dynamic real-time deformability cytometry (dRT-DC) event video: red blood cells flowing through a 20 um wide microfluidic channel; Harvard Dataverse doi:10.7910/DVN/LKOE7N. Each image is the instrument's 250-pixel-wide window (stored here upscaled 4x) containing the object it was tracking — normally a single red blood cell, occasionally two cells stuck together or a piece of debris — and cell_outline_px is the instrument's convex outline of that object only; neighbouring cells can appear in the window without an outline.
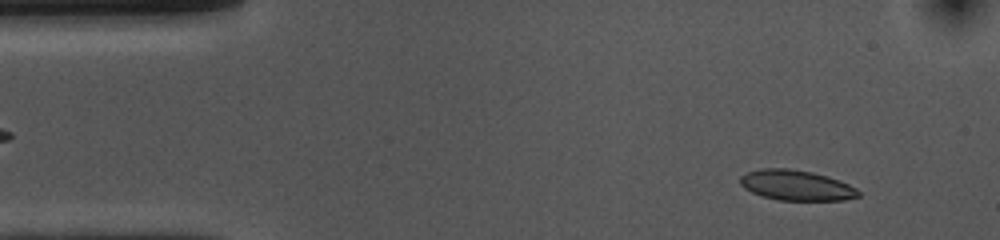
{"species": "common noctule bat (a hibernating species)", "species_latin": "Nyctalus noctula", "temperature_condition": "cold", "stored_images_in_passage": 52, "camera_frame_rate_fps": 3000, "um_per_image_px": 0.085, "animal": {"sex": "female", "body_mass_g": 10.0, "forearm_length_mm": 53.1}, "frame": {"image": 1, "passage_image": 4, "time_ms": 1.0, "image_size_px": [1000, 240], "cell_outline_px": [[860, 196], [844, 200], [776, 200], [752, 192], [744, 188], [740, 184], [740, 176], [748, 172], [760, 168], [788, 168], [812, 172], [828, 176], [840, 180], [856, 188], [860, 192]], "centroid_in_image_um": [67.69, 15.74], "position_along_channel_um": 17.3, "area_um2": 20.92}}
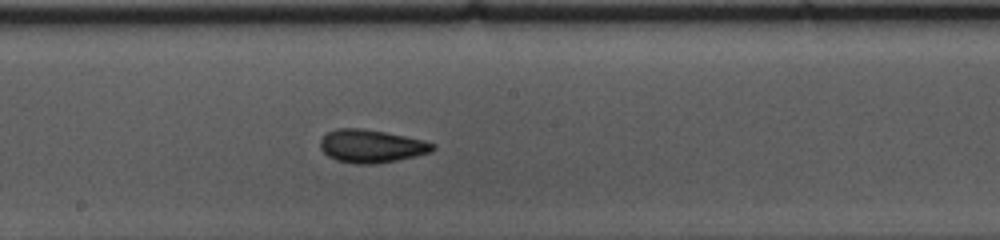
{"frame": {"image": 2, "passage_image": 26, "time_ms": 8.333, "image_size_px": [1000, 240], "cell_outline_px": [[436, 148], [432, 152], [416, 156], [376, 164], [352, 164], [336, 160], [328, 156], [320, 148], [320, 140], [328, 132], [336, 128], [360, 128], [384, 132], [424, 140], [436, 144]], "centroid_in_image_um": [31.57, 12.43], "position_along_channel_um": 216.6, "area_um2": 21.73}}
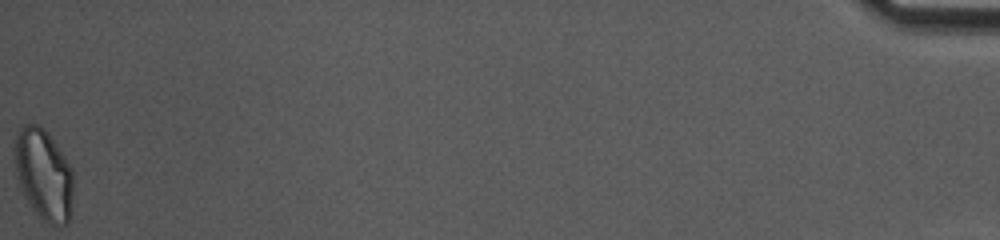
{"frame": {"image": 3, "passage_image": 52, "time_ms": 17.0, "image_size_px": [1000, 240], "cell_outline_px": [[72, 204], [68, 220], [64, 224], [48, 224], [32, 208], [20, 184], [16, 172], [16, 136], [20, 128], [24, 124], [36, 124], [44, 128], [48, 132], [72, 168]], "centroid_in_image_um": [3.74, 14.8], "position_along_channel_um": 431.5, "area_um2": 30.29}, "authors_computed_cell_mechanics": {"area_um2": 21.1837, "velocity_mm_per_s": 3.7138, "shape_relaxation_time_tau1_ms": 5.7091, "shape_relaxation_time_tau2_ms": 1.9176, "deformation_change_tau1": 0.1252, "deformation_change_tau2": 0.0759}}